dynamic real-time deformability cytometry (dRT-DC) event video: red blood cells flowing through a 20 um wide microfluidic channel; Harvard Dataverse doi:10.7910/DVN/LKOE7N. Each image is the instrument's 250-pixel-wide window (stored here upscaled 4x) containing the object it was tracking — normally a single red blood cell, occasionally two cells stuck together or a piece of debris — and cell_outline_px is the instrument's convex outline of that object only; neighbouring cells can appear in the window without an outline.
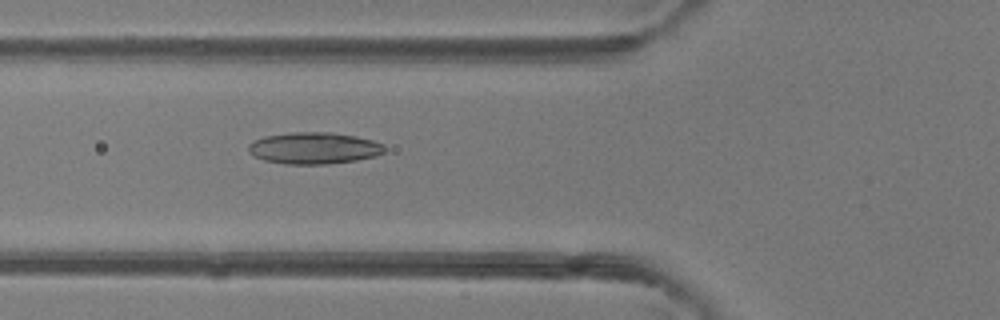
{"species": "common noctule bat (a hibernating species)", "species_latin": "Nyctalus noctula", "temperature_condition": "room temperature", "stored_images_in_passage": 43, "camera_frame_rate_fps": 3000, "um_per_image_px": 0.085, "animal": {"sex": "female"}, "frame": {"image": 1, "passage_image": 12, "time_ms": 3.667, "image_size_px": [1000, 320], "cell_outline_px": [[384, 152], [376, 156], [356, 160], [328, 164], [284, 164], [264, 160], [252, 156], [248, 152], [248, 144], [264, 136], [292, 132], [332, 132], [356, 136], [372, 140], [384, 144]], "centroid_in_image_um": [26.67, 12.59], "position_along_channel_um": 99.1, "area_um2": 25.26}}
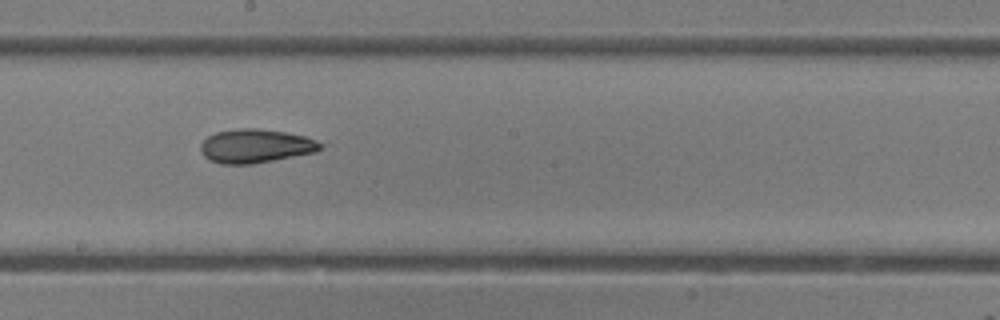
{"frame": {"image": 2, "passage_image": 21, "time_ms": 6.667, "image_size_px": [1000, 320], "cell_outline_px": [[324, 144], [316, 152], [252, 164], [220, 164], [208, 160], [200, 152], [200, 144], [208, 136], [216, 132], [240, 128], [256, 128], [284, 132], [304, 136], [316, 140]], "centroid_in_image_um": [21.69, 12.42], "position_along_channel_um": 226.5, "area_um2": 23.58}}
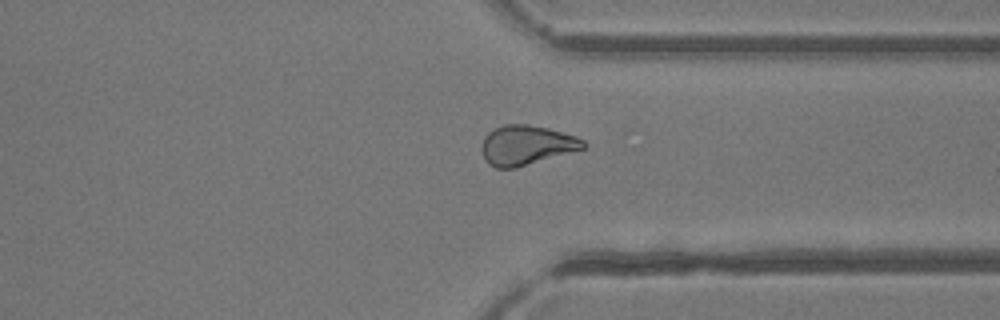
{"frame": {"image": 3, "passage_image": 31, "time_ms": 10.0, "image_size_px": [1000, 320], "cell_outline_px": [[588, 144], [584, 148], [516, 168], [496, 168], [488, 164], [484, 160], [480, 148], [484, 136], [488, 132], [504, 124], [528, 124], [548, 128], [576, 136], [584, 140]], "centroid_in_image_um": [44.71, 12.34], "position_along_channel_um": 366.7, "area_um2": 23.58}, "authors_computed_cell_mechanics": {"area_um2": 24.4494, "velocity_mm_per_s": 4.2275, "shape_relaxation_time_tau1_ms": null, "shape_relaxation_time_tau2_ms": 4.1374, "deformation_change_tau1": null, "deformation_change_tau2": 0.1163}}